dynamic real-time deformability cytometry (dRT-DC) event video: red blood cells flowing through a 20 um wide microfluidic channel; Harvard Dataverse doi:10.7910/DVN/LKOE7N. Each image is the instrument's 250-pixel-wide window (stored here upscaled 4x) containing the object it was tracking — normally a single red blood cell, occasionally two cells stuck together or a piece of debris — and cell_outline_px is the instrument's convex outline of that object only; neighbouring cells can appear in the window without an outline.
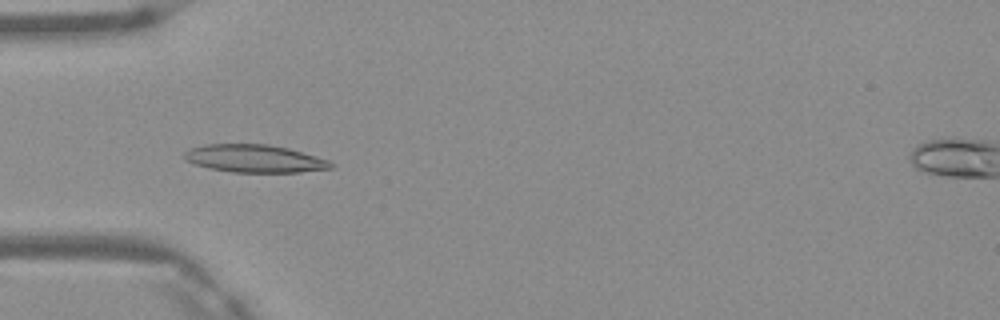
{"species": "Egyptian fruit bat (a non-hibernating species)", "species_latin": "Rousettus aegyptiacus", "temperature_condition": "warm", "stored_images_in_passage": 5, "camera_frame_rate_fps": 3000, "um_per_image_px": 0.085, "frame": {"image": 1, "passage_image": 4, "time_ms": 1.0, "image_size_px": [1000, 320], "cell_outline_px": [[336, 168], [300, 172], [232, 172], [208, 168], [184, 160], [184, 152], [188, 148], [204, 144], [268, 144], [288, 148], [328, 160], [336, 164]], "centroid_in_image_um": [21.64, 13.48], "position_along_channel_um": 63.4, "area_um2": 23.87}}
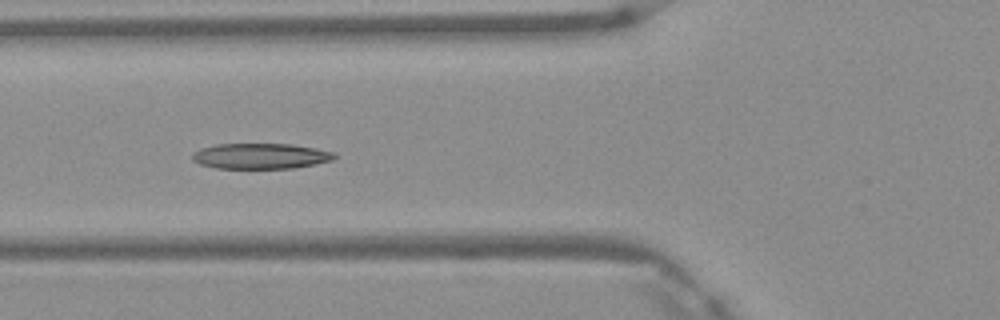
{"frame": {"image": 2, "passage_image": 5, "time_ms": 1.333, "image_size_px": [1000, 320], "cell_outline_px": [[336, 156], [332, 160], [316, 164], [292, 168], [216, 168], [200, 164], [192, 160], [192, 152], [200, 148], [216, 144], [292, 144], [316, 148], [332, 152]], "centroid_in_image_um": [22.11, 13.26], "position_along_channel_um": 103.7, "area_um2": 21.15}}